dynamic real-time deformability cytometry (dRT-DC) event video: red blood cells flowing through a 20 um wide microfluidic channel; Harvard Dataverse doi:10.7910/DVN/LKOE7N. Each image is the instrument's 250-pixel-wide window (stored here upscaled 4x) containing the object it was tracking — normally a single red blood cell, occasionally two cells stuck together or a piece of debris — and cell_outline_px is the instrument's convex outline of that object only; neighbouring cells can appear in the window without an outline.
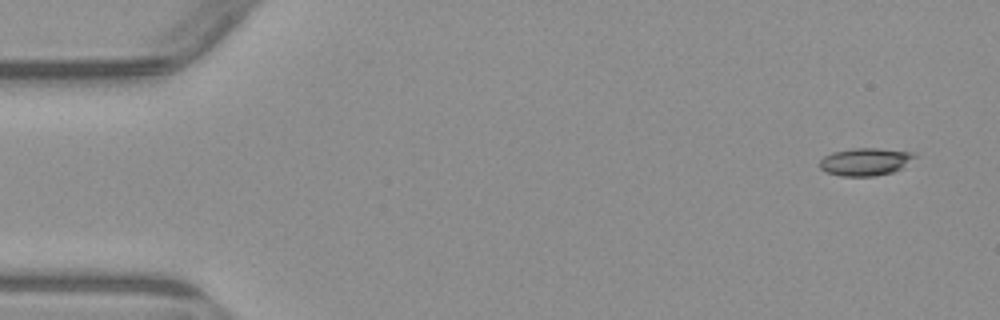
{"species": "common noctule bat (a hibernating species)", "species_latin": "Nyctalus noctula", "temperature_condition": "warm", "stored_images_in_passage": 4, "camera_frame_rate_fps": 3000, "um_per_image_px": 0.085, "animal": {"sex": "male", "body_mass_g": 23.1, "forearm_length_mm": 52.7}, "frame": {"image": 1, "passage_image": 1, "time_ms": 0.0, "image_size_px": [1000, 320], "cell_outline_px": [[916, 156], [904, 168], [892, 172], [876, 176], [840, 176], [828, 172], [820, 168], [820, 160], [824, 156], [832, 152], [856, 148], [876, 148], [912, 152]], "centroid_in_image_um": [73.57, 13.75], "position_along_channel_um": 11.4, "area_um2": 15.26}}
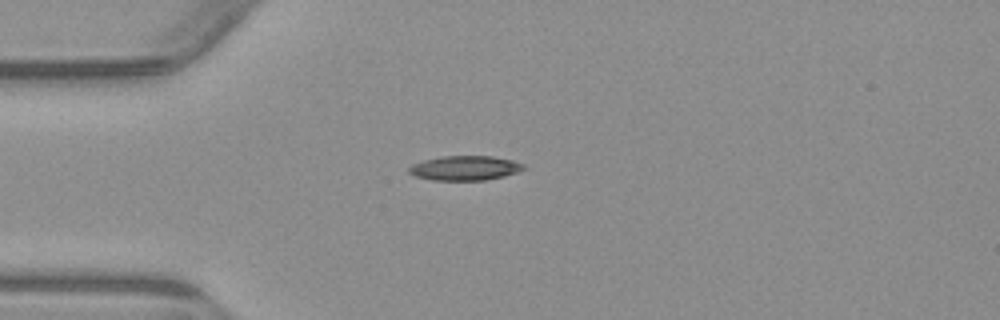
{"frame": {"image": 2, "passage_image": 4, "time_ms": 3.667, "image_size_px": [1000, 320], "cell_outline_px": [[528, 168], [504, 176], [484, 180], [432, 180], [416, 176], [408, 172], [408, 168], [412, 164], [424, 160], [440, 156], [492, 156], [512, 160], [524, 164]], "centroid_in_image_um": [39.52, 14.28], "position_along_channel_um": 45.5, "area_um2": 16.42}}